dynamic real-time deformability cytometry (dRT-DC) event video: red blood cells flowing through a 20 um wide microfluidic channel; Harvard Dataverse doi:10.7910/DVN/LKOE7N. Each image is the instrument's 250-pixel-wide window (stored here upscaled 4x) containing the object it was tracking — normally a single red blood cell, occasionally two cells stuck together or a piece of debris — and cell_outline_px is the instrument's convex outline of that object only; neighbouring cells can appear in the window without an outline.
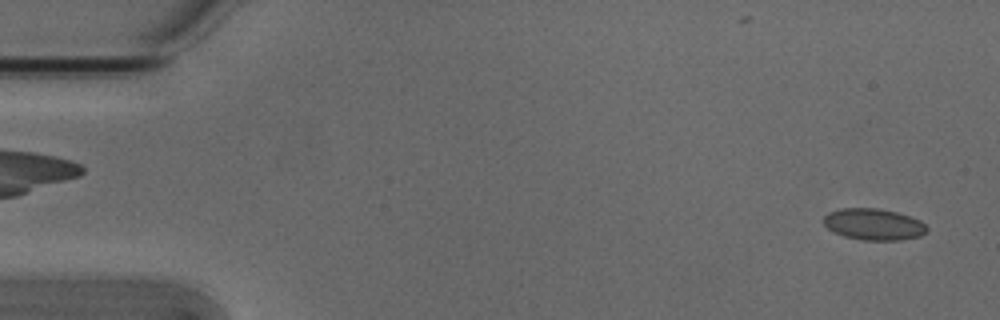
{"species": "Egyptian fruit bat (a non-hibernating species)", "species_latin": "Rousettus aegyptiacus", "temperature_condition": "cold", "stored_images_in_passage": 54, "segment_of_instrument_passage": [1, 2], "camera_frame_rate_fps": 3000, "um_per_image_px": 0.085, "animal": {"sex": "male"}, "frame": {"image": 1, "passage_image": 2, "time_ms": 0.333, "image_size_px": [1000, 320], "cell_outline_px": [[928, 232], [920, 236], [900, 240], [864, 240], [844, 236], [828, 228], [820, 220], [828, 212], [840, 208], [880, 208], [896, 212], [920, 220], [928, 228]], "centroid_in_image_um": [74.25, 19.06], "position_along_channel_um": 10.7, "area_um2": 19.02}}
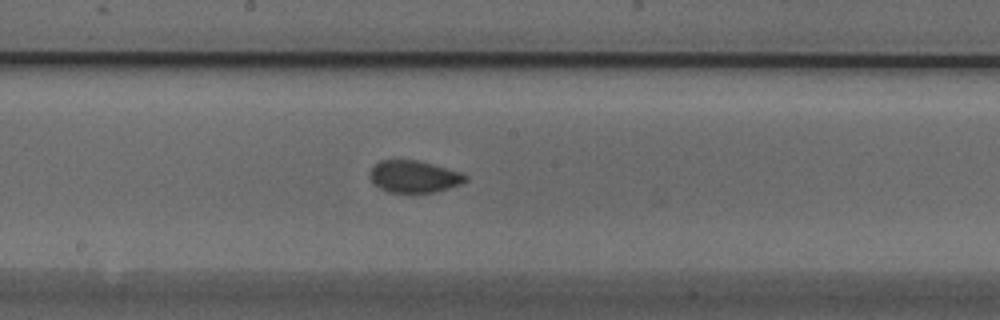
{"frame": {"image": 2, "passage_image": 28, "time_ms": 9.0, "image_size_px": [1000, 320], "cell_outline_px": [[468, 180], [460, 184], [448, 188], [432, 192], [388, 192], [380, 188], [368, 176], [372, 168], [380, 160], [416, 160], [432, 164], [460, 172], [468, 176]], "centroid_in_image_um": [35.19, 15.0], "position_along_channel_um": 213.0, "area_um2": 17.57}}
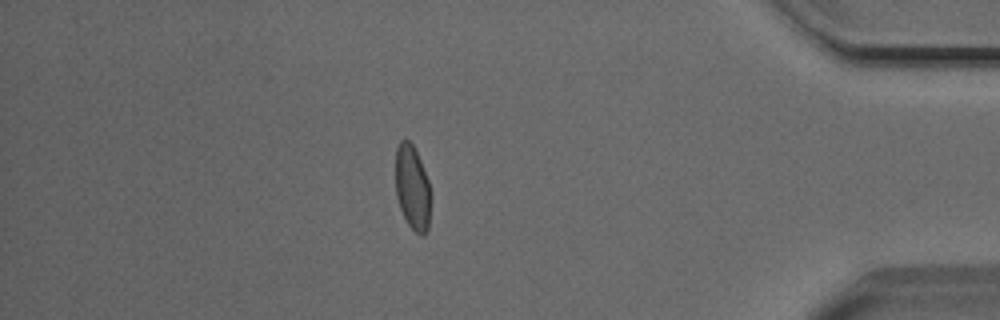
{"frame": {"image": 3, "passage_image": 46, "time_ms": 15.0, "image_size_px": [1000, 320], "cell_outline_px": [[432, 196], [428, 228], [424, 236], [420, 236], [408, 224], [400, 208], [396, 196], [396, 148], [400, 140], [408, 140], [412, 144], [420, 160], [428, 180]], "centroid_in_image_um": [35.07, 15.98], "position_along_channel_um": 400.1, "area_um2": 17.51}}